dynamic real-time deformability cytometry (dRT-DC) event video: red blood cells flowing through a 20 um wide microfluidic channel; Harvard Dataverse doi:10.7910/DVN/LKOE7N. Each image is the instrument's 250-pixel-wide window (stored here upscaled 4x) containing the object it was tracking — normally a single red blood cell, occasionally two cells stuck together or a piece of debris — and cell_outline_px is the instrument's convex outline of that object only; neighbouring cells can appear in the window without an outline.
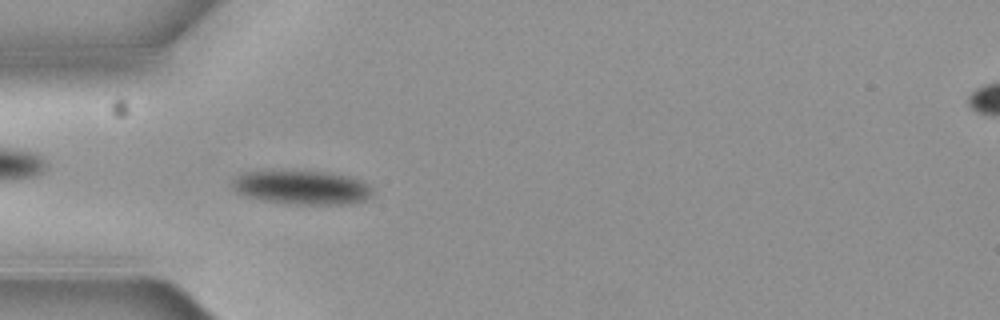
{"species": "common noctule bat (a hibernating species)", "species_latin": "Nyctalus noctula", "temperature_condition": "cold", "stored_images_in_passage": 2, "camera_frame_rate_fps": 3000, "um_per_image_px": 0.085, "animal": {"sex": "female", "body_mass_g": 19.3, "forearm_length_mm": 54.1}, "frame": {"image": 1, "passage_image": 2, "time_ms": 0.333, "image_size_px": [1000, 320], "cell_outline_px": [[376, 192], [368, 200], [352, 204], [296, 204], [264, 200], [244, 196], [236, 192], [232, 188], [232, 180], [236, 176], [244, 172], [272, 168], [324, 172], [348, 176], [364, 180]], "centroid_in_image_um": [25.66, 15.9], "position_along_channel_um": 59.3, "area_um2": 28.9}}